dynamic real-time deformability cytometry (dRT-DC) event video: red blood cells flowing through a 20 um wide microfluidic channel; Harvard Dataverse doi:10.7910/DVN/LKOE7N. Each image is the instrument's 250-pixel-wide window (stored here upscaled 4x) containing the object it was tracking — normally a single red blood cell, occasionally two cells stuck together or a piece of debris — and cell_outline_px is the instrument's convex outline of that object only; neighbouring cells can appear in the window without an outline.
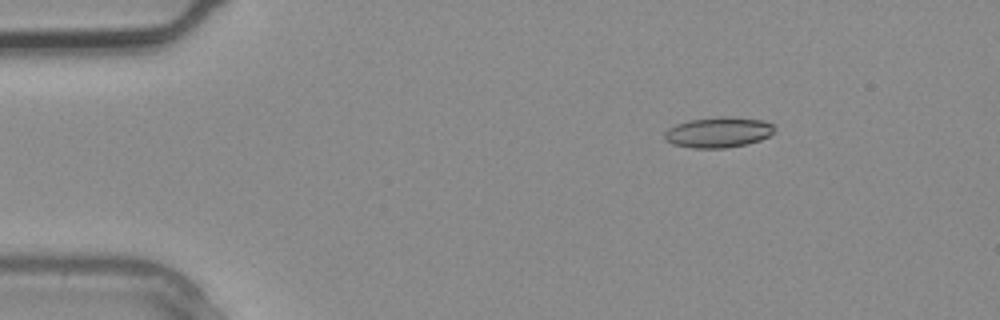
{"species": "common noctule bat (a hibernating species)", "species_latin": "Nyctalus noctula", "temperature_condition": "warm", "stored_images_in_passage": 3, "camera_frame_rate_fps": 3000, "um_per_image_px": 0.085, "animal": {"sex": "male", "body_mass_g": 20.4}, "frame": {"image": 1, "passage_image": 2, "time_ms": 0.333, "image_size_px": [1000, 320], "cell_outline_px": [[772, 132], [768, 136], [760, 140], [744, 144], [724, 148], [692, 148], [672, 144], [664, 140], [664, 132], [668, 128], [676, 124], [688, 120], [720, 116], [728, 116], [764, 120], [772, 124]], "centroid_in_image_um": [60.99, 11.24], "position_along_channel_um": 24.0, "area_um2": 19.54}}